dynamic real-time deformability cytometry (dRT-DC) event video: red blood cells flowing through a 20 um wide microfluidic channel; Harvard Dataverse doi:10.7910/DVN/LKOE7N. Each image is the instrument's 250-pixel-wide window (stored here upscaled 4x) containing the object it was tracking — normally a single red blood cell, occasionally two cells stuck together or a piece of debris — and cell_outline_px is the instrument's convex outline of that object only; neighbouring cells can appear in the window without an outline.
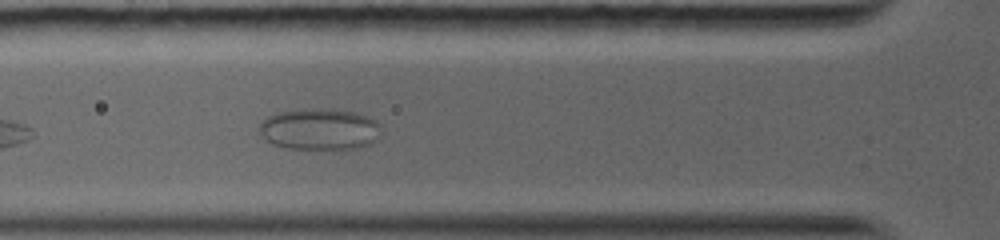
{"species": "common noctule bat (a hibernating species)", "species_latin": "Nyctalus noctula", "temperature_condition": "warm", "stored_images_in_passage": 4, "camera_frame_rate_fps": 5000, "um_per_image_px": 0.085, "animal": {"sex": "female", "body_mass_g": 19.0, "forearm_length_mm": 56.7}, "frame": {"image": 1, "passage_image": 3, "time_ms": 2.0, "image_size_px": [1000, 240], "cell_outline_px": [[380, 132], [376, 140], [372, 144], [356, 148], [288, 148], [272, 144], [260, 132], [260, 124], [268, 116], [280, 112], [296, 108], [332, 108], [356, 112], [368, 116], [376, 120], [380, 124]], "centroid_in_image_um": [27.21, 10.95], "position_along_channel_um": 98.6, "area_um2": 29.54}}